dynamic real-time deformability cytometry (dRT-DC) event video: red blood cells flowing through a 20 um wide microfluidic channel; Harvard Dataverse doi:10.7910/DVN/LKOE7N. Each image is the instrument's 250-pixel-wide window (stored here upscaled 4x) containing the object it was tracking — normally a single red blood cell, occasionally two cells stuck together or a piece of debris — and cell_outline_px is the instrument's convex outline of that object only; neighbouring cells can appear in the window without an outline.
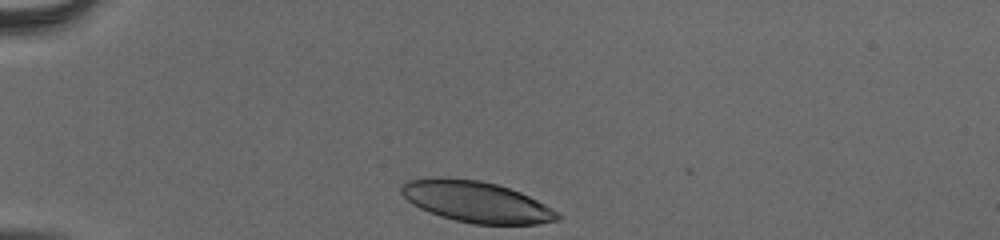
{"species": "human", "species_latin": "Homo sapiens", "temperature_condition": "cold", "stored_images_in_passage": 33, "camera_frame_rate_fps": 3000, "um_per_image_px": 0.085, "donor": {"sex": "male"}, "frame": {"image": 1, "passage_image": 1, "time_ms": 0.0, "image_size_px": [1000, 240], "cell_outline_px": [[560, 220], [540, 224], [472, 224], [440, 216], [420, 208], [412, 204], [400, 192], [400, 188], [408, 180], [440, 176], [480, 180], [496, 184], [520, 192], [544, 204], [556, 212], [560, 216]], "centroid_in_image_um": [40.46, 17.14], "position_along_channel_um": 44.5, "area_um2": 37.28}}
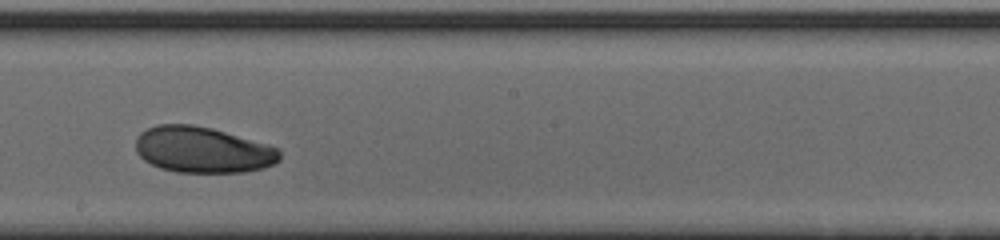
{"frame": {"image": 2, "passage_image": 19, "time_ms": 6.0, "image_size_px": [1000, 240], "cell_outline_px": [[280, 160], [276, 164], [264, 168], [244, 172], [176, 172], [160, 168], [144, 160], [136, 152], [136, 136], [140, 132], [156, 124], [192, 124], [212, 128], [268, 144], [276, 148], [280, 152]], "centroid_in_image_um": [17.22, 12.73], "position_along_channel_um": 231.0, "area_um2": 38.84}}
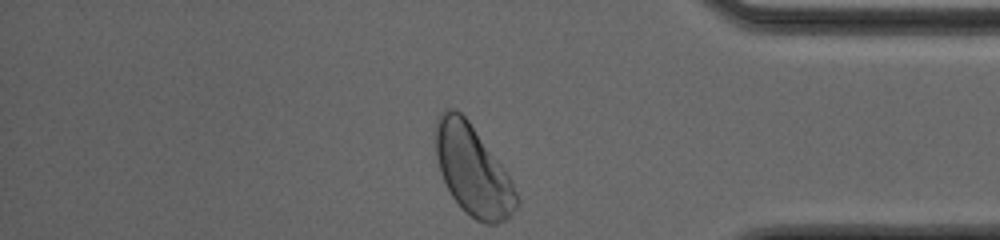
{"frame": {"image": 3, "passage_image": 33, "time_ms": 10.667, "image_size_px": [1000, 240], "cell_outline_px": [[520, 204], [504, 220], [496, 224], [488, 224], [476, 220], [464, 212], [460, 208], [452, 196], [440, 172], [436, 156], [432, 136], [436, 120], [440, 112], [444, 108], [456, 108], [468, 120], [504, 168], [520, 200]], "centroid_in_image_um": [40.14, 14.44], "position_along_channel_um": 395.1, "area_um2": 42.71}, "authors_computed_cell_mechanics": {"area_um2": 39.1884, "velocity_mm_per_s": 3.8508, "shape_relaxation_time_tau1_ms": 3.0449, "shape_relaxation_time_tau2_ms": 4.2915, "deformation_change_tau1": 0.1039, "deformation_change_tau2": 0.0726}}